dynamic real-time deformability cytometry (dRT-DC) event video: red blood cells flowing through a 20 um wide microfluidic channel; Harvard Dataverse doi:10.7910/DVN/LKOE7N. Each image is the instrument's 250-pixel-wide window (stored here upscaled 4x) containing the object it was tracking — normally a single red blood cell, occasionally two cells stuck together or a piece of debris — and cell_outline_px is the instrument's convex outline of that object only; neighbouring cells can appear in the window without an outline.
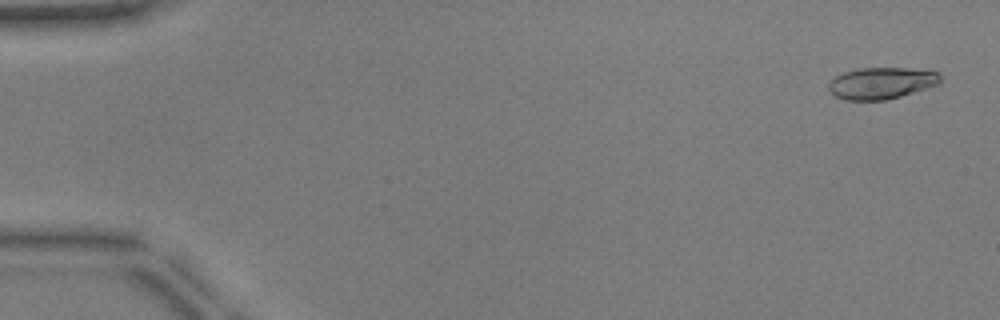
{"species": "common noctule bat (a hibernating species)", "species_latin": "Nyctalus noctula", "temperature_condition": "warm", "stored_images_in_passage": 51, "camera_frame_rate_fps": 3000, "um_per_image_px": 0.085, "animal": {"sex": "male", "body_mass_g": 17.9, "forearm_length_mm": 54.2}, "frame": {"image": 1, "passage_image": 2, "time_ms": 0.333, "image_size_px": [1000, 320], "cell_outline_px": [[940, 80], [936, 84], [900, 96], [884, 100], [848, 100], [836, 96], [828, 88], [828, 84], [836, 76], [844, 72], [860, 68], [908, 68], [940, 72]], "centroid_in_image_um": [74.9, 7.05], "position_along_channel_um": 10.1, "area_um2": 20.17}}
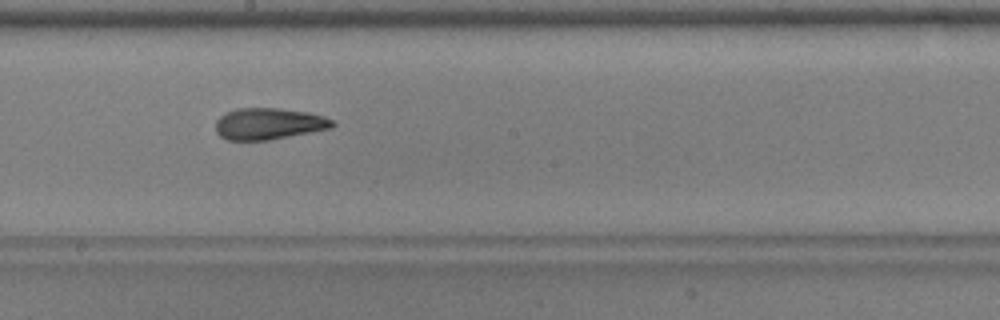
{"frame": {"image": 2, "passage_image": 29, "time_ms": 9.333, "image_size_px": [1000, 320], "cell_outline_px": [[336, 124], [332, 128], [272, 140], [228, 140], [220, 136], [216, 132], [216, 120], [220, 116], [236, 108], [280, 108], [308, 112], [324, 116], [336, 120]], "centroid_in_image_um": [22.89, 10.52], "position_along_channel_um": 225.3, "area_um2": 21.73}}
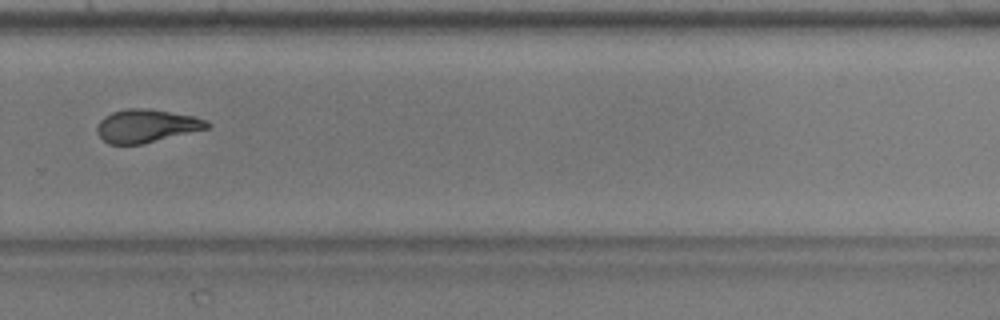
{"frame": {"image": 3, "passage_image": 36, "time_ms": 11.667, "image_size_px": [1000, 320], "cell_outline_px": [[212, 124], [208, 128], [140, 144], [108, 144], [96, 132], [96, 128], [100, 120], [104, 116], [112, 112], [128, 108], [148, 108], [192, 116], [208, 120]], "centroid_in_image_um": [12.42, 10.69], "position_along_channel_um": 317.4, "area_um2": 21.04}, "authors_computed_cell_mechanics": {"area_um2": 21.5594, "velocity_mm_per_s": 3.9597, "shape_relaxation_time_tau1_ms": 7.5612, "shape_relaxation_time_tau2_ms": 2.6368, "deformation_change_tau1": 0.2187, "deformation_change_tau2": 0.1037}}